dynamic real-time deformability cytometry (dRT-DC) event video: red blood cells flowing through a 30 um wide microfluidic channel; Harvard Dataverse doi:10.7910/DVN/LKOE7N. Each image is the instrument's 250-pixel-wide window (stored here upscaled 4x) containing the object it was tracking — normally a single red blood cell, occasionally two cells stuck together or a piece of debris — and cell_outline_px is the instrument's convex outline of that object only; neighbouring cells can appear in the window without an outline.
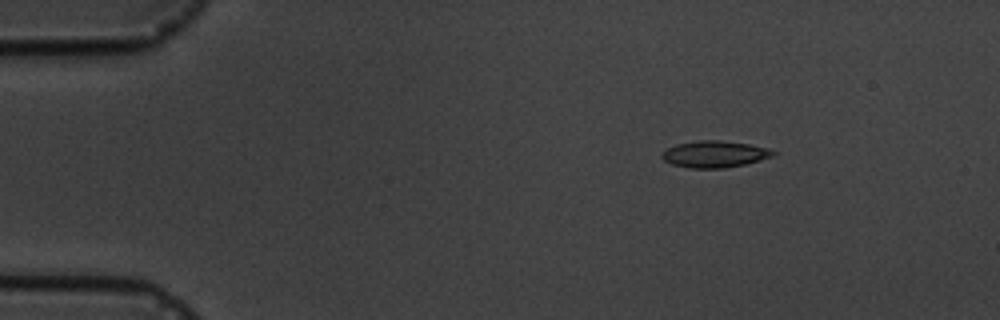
{"species": "common noctule bat (a hibernating species)", "species_latin": "Nyctalus noctula", "temperature_condition": "cold", "stored_images_in_passage": 6, "camera_frame_rate_fps": 3000, "um_per_image_px": 0.085, "animal": {"sex": "male", "body_mass_g": 19.5, "forearm_length_mm": 54.6}, "frame": {"image": 1, "passage_image": 3, "time_ms": 2.667, "image_size_px": [1000, 320], "cell_outline_px": [[776, 156], [744, 164], [724, 168], [688, 168], [672, 164], [664, 160], [660, 156], [668, 148], [676, 144], [700, 140], [720, 140], [748, 144], [768, 148], [776, 152]], "centroid_in_image_um": [60.76, 13.1], "position_along_channel_um": 24.2, "area_um2": 17.22}}
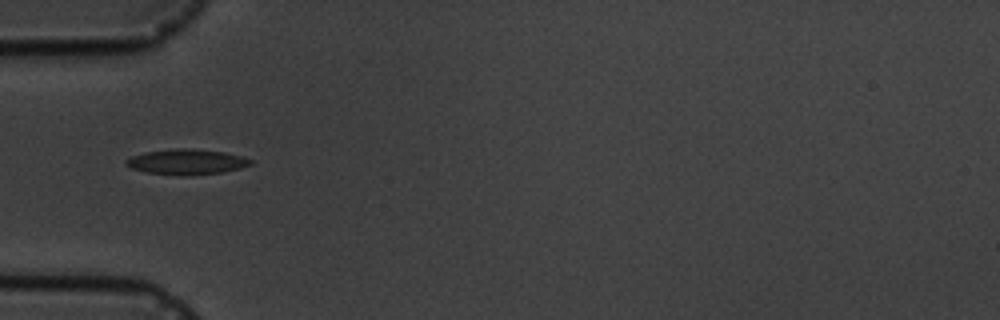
{"frame": {"image": 2, "passage_image": 6, "time_ms": 6.0, "image_size_px": [1000, 320], "cell_outline_px": [[252, 164], [240, 168], [224, 172], [188, 176], [148, 172], [132, 168], [124, 164], [124, 160], [132, 156], [144, 152], [176, 148], [192, 148], [224, 152], [240, 156], [252, 160]], "centroid_in_image_um": [15.86, 13.75], "position_along_channel_um": 69.1, "area_um2": 18.38}}